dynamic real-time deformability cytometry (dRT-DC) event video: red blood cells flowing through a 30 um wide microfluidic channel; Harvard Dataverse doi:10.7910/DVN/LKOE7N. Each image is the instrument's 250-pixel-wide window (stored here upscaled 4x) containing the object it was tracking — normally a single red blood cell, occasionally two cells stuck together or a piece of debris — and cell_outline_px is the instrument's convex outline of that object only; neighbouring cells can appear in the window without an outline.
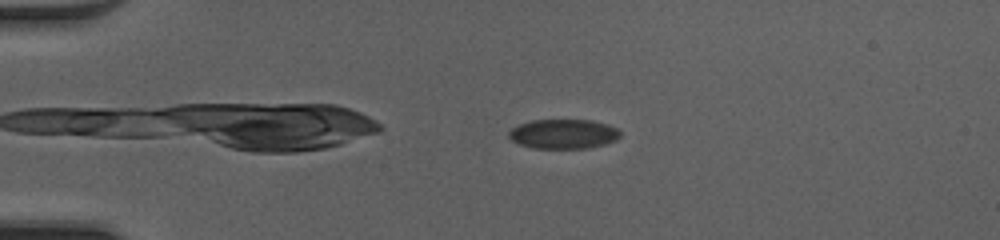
{"species": "common noctule bat (a hibernating species)", "species_latin": "Nyctalus noctula", "temperature_condition": "cold", "stored_images_in_passage": 43, "camera_frame_rate_fps": 3000, "um_per_image_px": 0.085, "animal": {"sex": "female", "body_mass_g": 20.0, "forearm_length_mm": 54.0}, "frame": {"image": 1, "passage_image": 2, "time_ms": 0.333, "image_size_px": [1000, 240], "cell_outline_px": [[620, 136], [616, 140], [604, 144], [588, 148], [532, 148], [520, 144], [512, 140], [508, 136], [508, 132], [512, 128], [520, 124], [532, 120], [592, 120], [616, 128], [620, 132]], "centroid_in_image_um": [47.87, 11.39], "position_along_channel_um": 37.1, "area_um2": 19.02}}
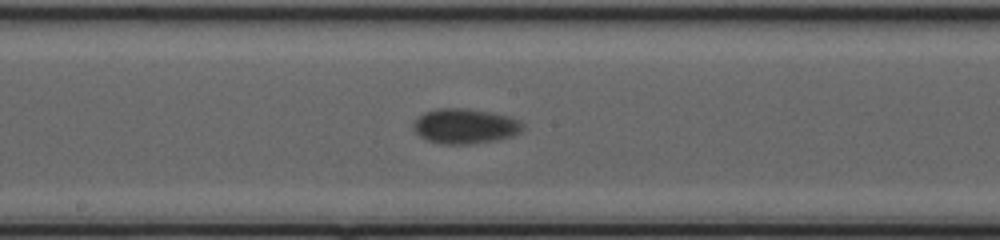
{"frame": {"image": 2, "passage_image": 19, "time_ms": 6.0, "image_size_px": [1000, 240], "cell_outline_px": [[524, 128], [520, 132], [512, 136], [496, 140], [472, 144], [440, 144], [428, 140], [420, 136], [412, 128], [412, 124], [424, 112], [436, 108], [464, 108], [492, 112], [508, 116], [524, 124]], "centroid_in_image_um": [39.52, 10.72], "position_along_channel_um": 208.7, "area_um2": 22.37}}
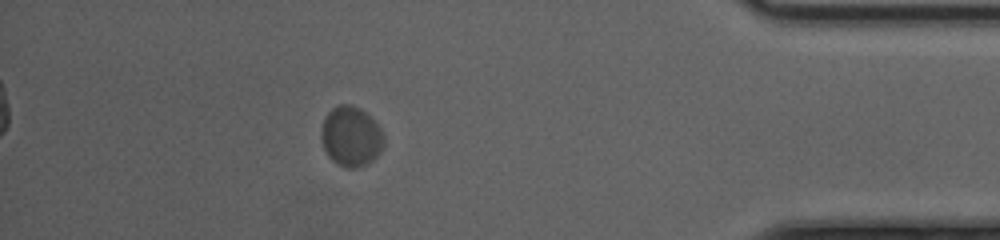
{"frame": {"image": 3, "passage_image": 37, "time_ms": 12.0, "image_size_px": [1000, 240], "cell_outline_px": [[384, 144], [380, 152], [368, 164], [360, 168], [344, 168], [336, 164], [328, 156], [324, 148], [320, 136], [320, 128], [328, 112], [332, 108], [340, 104], [352, 104], [360, 108], [380, 128], [384, 136]], "centroid_in_image_um": [29.82, 11.62], "position_along_channel_um": 405.4, "area_um2": 22.08}, "authors_computed_cell_mechanics": {"area_um2": 21.5594, "velocity_mm_per_s": 3.9307, "shape_relaxation_time_tau1_ms": 2.2675, "shape_relaxation_time_tau2_ms": null, "deformation_change_tau1": 0.0794, "deformation_change_tau2": null}}